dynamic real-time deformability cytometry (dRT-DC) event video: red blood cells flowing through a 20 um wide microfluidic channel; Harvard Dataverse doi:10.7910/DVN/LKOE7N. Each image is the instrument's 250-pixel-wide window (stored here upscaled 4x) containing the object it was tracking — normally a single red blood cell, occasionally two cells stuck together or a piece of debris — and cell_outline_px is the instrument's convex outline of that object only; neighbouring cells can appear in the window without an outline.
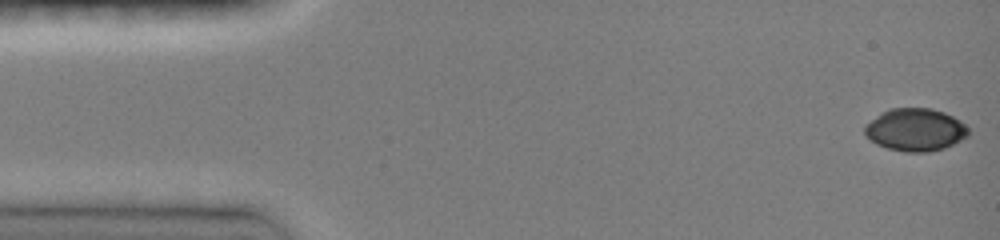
{"species": "common noctule bat (a hibernating species)", "species_latin": "Nyctalus noctula", "temperature_condition": "room temperature", "stored_images_in_passage": 39, "camera_frame_rate_fps": 3000, "um_per_image_px": 0.085, "animal": {"sex": "female", "body_mass_g": 19.0, "forearm_length_mm": 51.5}, "frame": {"image": 1, "passage_image": 1, "time_ms": 0.0, "image_size_px": [1000, 240], "cell_outline_px": [[968, 136], [944, 148], [928, 152], [904, 152], [888, 148], [876, 144], [864, 132], [864, 124], [880, 112], [888, 108], [932, 108], [944, 112], [960, 120], [968, 128]], "centroid_in_image_um": [77.78, 11.01], "position_along_channel_um": 7.2, "area_um2": 25.84}}
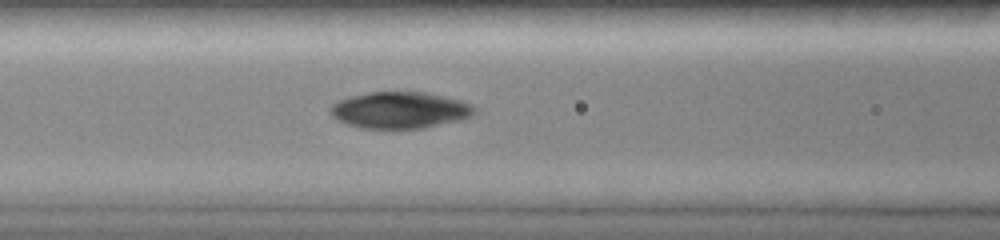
{"frame": {"image": 2, "passage_image": 19, "time_ms": 6.0, "image_size_px": [1000, 240], "cell_outline_px": [[476, 112], [472, 116], [460, 120], [424, 128], [360, 128], [348, 124], [332, 116], [328, 112], [328, 108], [332, 104], [340, 100], [352, 96], [368, 92], [424, 92], [444, 96], [460, 100], [472, 104], [476, 108]], "centroid_in_image_um": [34.0, 9.36], "position_along_channel_um": 132.6, "area_um2": 30.69}}
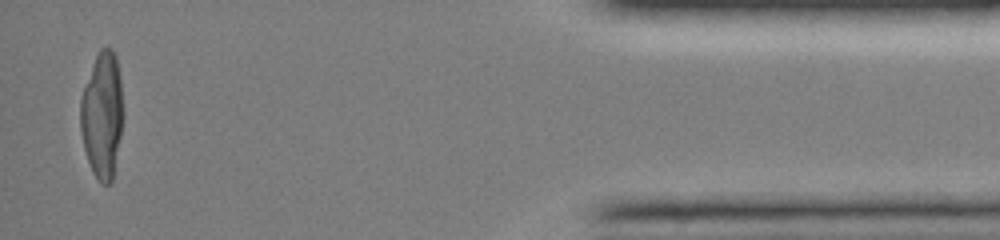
{"frame": {"image": 3, "passage_image": 39, "time_ms": 14.667, "image_size_px": [1000, 240], "cell_outline_px": [[124, 116], [112, 180], [108, 184], [100, 184], [92, 172], [84, 148], [80, 128], [80, 100], [84, 88], [96, 56], [100, 48], [112, 48], [116, 56], [120, 76], [124, 112]], "centroid_in_image_um": [8.7, 9.79], "position_along_channel_um": 426.5, "area_um2": 31.5}}